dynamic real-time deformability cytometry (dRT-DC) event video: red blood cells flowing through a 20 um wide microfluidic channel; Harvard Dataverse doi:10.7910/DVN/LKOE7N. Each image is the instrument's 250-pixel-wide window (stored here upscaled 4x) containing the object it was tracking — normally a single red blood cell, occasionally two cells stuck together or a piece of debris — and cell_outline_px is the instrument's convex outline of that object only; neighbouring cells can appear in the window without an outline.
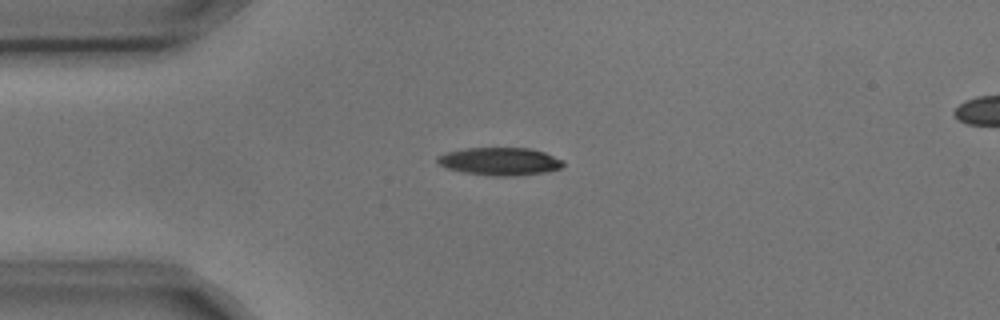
{"species": "common noctule bat (a hibernating species)", "species_latin": "Nyctalus noctula", "temperature_condition": "cold", "stored_images_in_passage": 6, "camera_frame_rate_fps": 3000, "um_per_image_px": 0.085, "animal": {"sex": "male", "body_mass_g": 17.9, "forearm_length_mm": 54.2}, "frame": {"image": 1, "passage_image": 3, "time_ms": 0.667, "image_size_px": [1000, 320], "cell_outline_px": [[564, 164], [560, 168], [544, 172], [512, 176], [496, 176], [464, 172], [448, 168], [440, 164], [436, 160], [436, 156], [448, 152], [468, 148], [532, 148], [544, 152], [564, 160]], "centroid_in_image_um": [42.51, 13.71], "position_along_channel_um": 42.5, "area_um2": 20.17}}
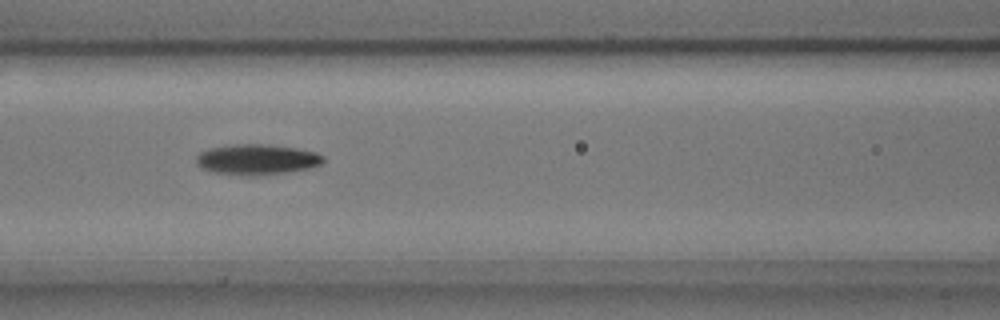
{"frame": {"image": 2, "passage_image": 6, "time_ms": 1.667, "image_size_px": [1000, 320], "cell_outline_px": [[324, 160], [320, 164], [308, 168], [284, 172], [248, 176], [216, 172], [200, 168], [196, 160], [196, 156], [200, 152], [208, 148], [236, 144], [268, 144], [296, 148], [316, 152], [324, 156]], "centroid_in_image_um": [21.81, 13.54], "position_along_channel_um": 144.8, "area_um2": 22.37}}